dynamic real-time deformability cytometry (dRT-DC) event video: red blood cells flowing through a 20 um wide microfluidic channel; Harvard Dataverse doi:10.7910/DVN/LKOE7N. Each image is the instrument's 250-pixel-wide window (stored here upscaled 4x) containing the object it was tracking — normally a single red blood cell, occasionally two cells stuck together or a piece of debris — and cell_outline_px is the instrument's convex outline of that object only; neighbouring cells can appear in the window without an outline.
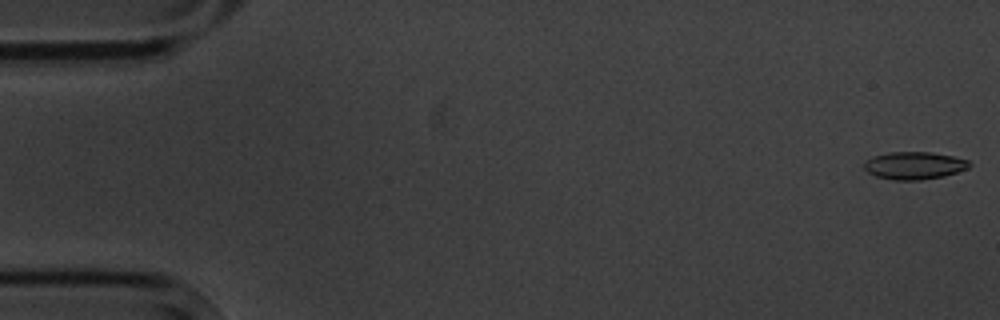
{"species": "common noctule bat (a hibernating species)", "species_latin": "Nyctalus noctula", "temperature_condition": "cold", "stored_images_in_passage": 5, "camera_frame_rate_fps": 3000, "um_per_image_px": 0.085, "animal": {"sex": "male", "body_mass_g": 20.1, "forearm_length_mm": 53.5}, "frame": {"image": 1, "passage_image": 1, "time_ms": 0.0, "image_size_px": [1000, 320], "cell_outline_px": [[972, 164], [968, 168], [944, 176], [920, 180], [892, 180], [876, 176], [868, 172], [864, 168], [864, 164], [872, 156], [888, 152], [928, 152], [952, 156], [968, 160]], "centroid_in_image_um": [77.71, 14.07], "position_along_channel_um": 7.3, "area_um2": 16.82}}